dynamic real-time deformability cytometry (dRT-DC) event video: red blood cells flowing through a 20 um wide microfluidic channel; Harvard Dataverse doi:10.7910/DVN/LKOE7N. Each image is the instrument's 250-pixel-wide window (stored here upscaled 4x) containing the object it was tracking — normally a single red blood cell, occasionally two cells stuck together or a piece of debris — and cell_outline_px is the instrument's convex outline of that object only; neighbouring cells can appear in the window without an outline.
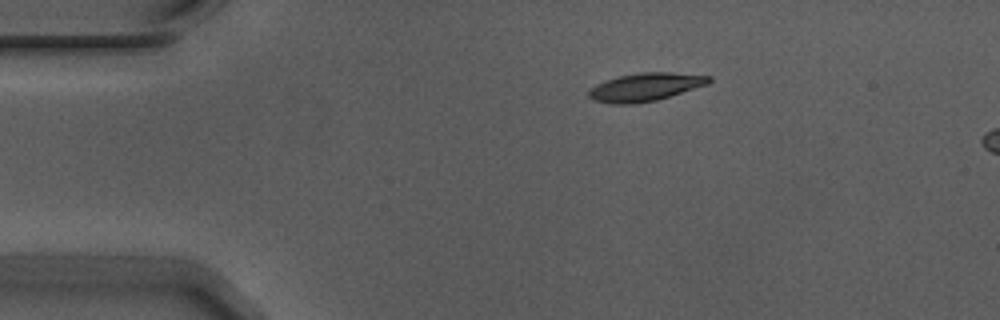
{"species": "Egyptian fruit bat (a non-hibernating species)", "species_latin": "Rousettus aegyptiacus", "temperature_condition": "warm", "stored_images_in_passage": 7, "camera_frame_rate_fps": 3000, "um_per_image_px": 0.085, "animal": {"sex": "male"}, "frame": {"image": 1, "passage_image": 1, "time_ms": 0.0, "image_size_px": [1000, 320], "cell_outline_px": [[712, 80], [708, 84], [656, 100], [636, 104], [612, 104], [592, 100], [588, 96], [588, 92], [596, 84], [604, 80], [620, 76], [640, 72], [672, 72], [712, 76]], "centroid_in_image_um": [54.84, 7.39], "position_along_channel_um": 30.2, "area_um2": 19.71}}